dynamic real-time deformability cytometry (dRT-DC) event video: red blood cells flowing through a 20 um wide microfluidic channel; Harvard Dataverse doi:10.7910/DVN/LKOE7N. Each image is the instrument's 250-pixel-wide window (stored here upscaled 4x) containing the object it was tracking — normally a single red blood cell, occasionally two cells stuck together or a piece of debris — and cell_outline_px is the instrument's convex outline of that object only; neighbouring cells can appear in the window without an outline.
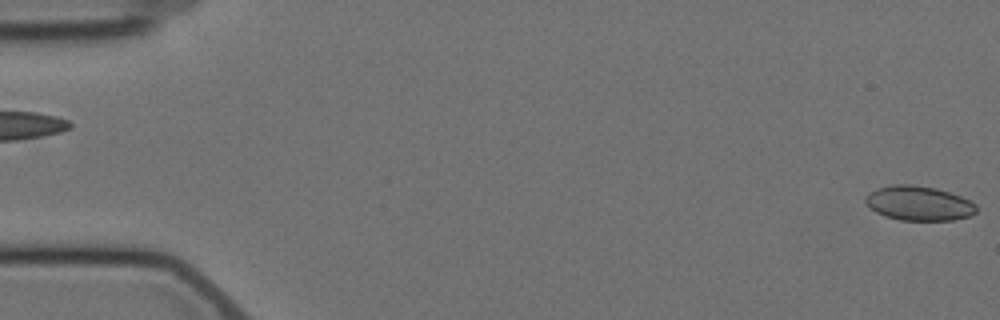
{"species": "Egyptian fruit bat (a non-hibernating species)", "species_latin": "Rousettus aegyptiacus", "temperature_condition": "cold", "stored_images_in_passage": 4, "segment_of_instrument_passage": [2, 2], "camera_frame_rate_fps": 3000, "um_per_image_px": 0.085, "animal": {"sex": "female"}, "frame": {"image": 1, "passage_image": 4, "time_ms": 3.333, "image_size_px": [1000, 320], "cell_outline_px": [[976, 212], [972, 216], [952, 220], [900, 220], [884, 216], [876, 212], [864, 200], [864, 196], [868, 192], [876, 188], [892, 184], [912, 184], [936, 188], [960, 196], [976, 204]], "centroid_in_image_um": [78.08, 17.27], "position_along_channel_um": 6.9, "area_um2": 22.43}}